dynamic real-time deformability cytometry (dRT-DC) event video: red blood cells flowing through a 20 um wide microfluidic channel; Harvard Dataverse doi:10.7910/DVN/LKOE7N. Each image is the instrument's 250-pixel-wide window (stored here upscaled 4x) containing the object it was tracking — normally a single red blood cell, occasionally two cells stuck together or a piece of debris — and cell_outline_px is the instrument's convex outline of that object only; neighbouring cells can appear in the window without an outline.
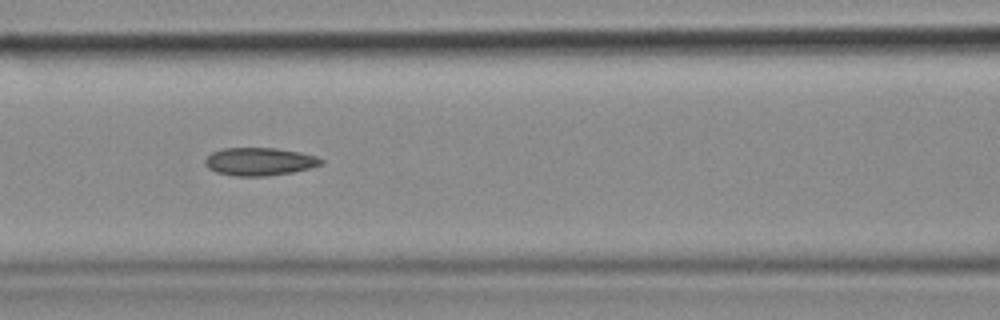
{"species": "common noctule bat (a hibernating species)", "species_latin": "Nyctalus noctula", "temperature_condition": "cold", "stored_images_in_passage": 42, "camera_frame_rate_fps": 3000, "um_per_image_px": 0.085, "animal": {"sex": "female", "body_mass_g": 18.4}, "frame": {"image": 1, "passage_image": 13, "time_ms": 4.0, "image_size_px": [1000, 320], "cell_outline_px": [[324, 160], [320, 164], [308, 168], [292, 172], [268, 176], [236, 176], [216, 172], [208, 168], [204, 164], [204, 160], [212, 152], [224, 148], [276, 148], [300, 152], [316, 156]], "centroid_in_image_um": [22.03, 13.73], "position_along_channel_um": 144.6, "area_um2": 18.79}}